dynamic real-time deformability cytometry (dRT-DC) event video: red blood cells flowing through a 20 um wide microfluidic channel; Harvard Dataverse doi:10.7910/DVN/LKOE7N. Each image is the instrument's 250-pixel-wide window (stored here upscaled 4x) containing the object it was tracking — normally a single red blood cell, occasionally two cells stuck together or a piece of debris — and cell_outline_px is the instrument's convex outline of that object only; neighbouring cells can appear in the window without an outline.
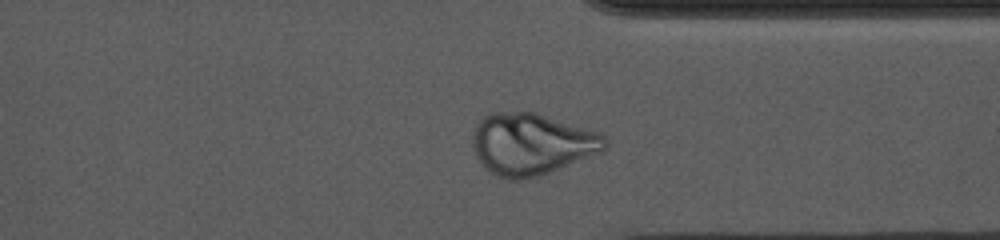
{"species": "common noctule bat (a hibernating species)", "species_latin": "Nyctalus noctula", "temperature_condition": "cold", "stored_images_in_passage": 53, "camera_frame_rate_fps": 3000, "um_per_image_px": 0.085, "animal": {"sex": "female", "body_mass_g": 10.0, "forearm_length_mm": 53.1}, "frame": {"image": 1, "passage_image": 40, "time_ms": 13.0, "image_size_px": [1000, 240], "cell_outline_px": [[608, 144], [600, 152], [548, 172], [536, 176], [520, 180], [508, 180], [496, 176], [476, 156], [472, 144], [472, 136], [476, 124], [484, 116], [492, 112], [536, 112], [600, 132], [608, 140]], "centroid_in_image_um": [45.18, 12.22], "position_along_channel_um": 366.2, "area_um2": 47.28}}
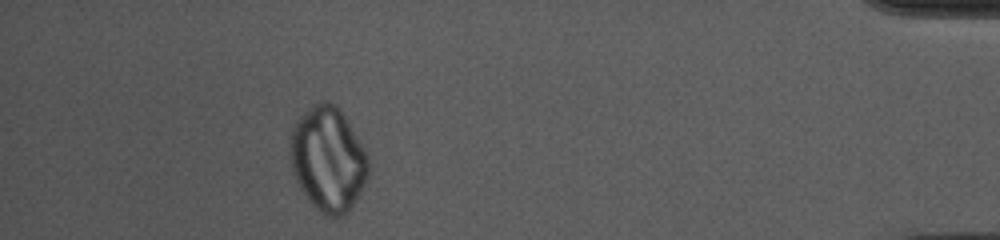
{"frame": {"image": 2, "passage_image": 48, "time_ms": 15.667, "image_size_px": [1000, 240], "cell_outline_px": [[372, 168], [368, 180], [352, 208], [348, 212], [340, 216], [328, 216], [320, 212], [316, 208], [296, 184], [288, 152], [288, 144], [292, 128], [296, 120], [312, 104], [320, 100], [328, 100], [336, 104], [360, 140], [372, 164]], "centroid_in_image_um": [27.9, 13.52], "position_along_channel_um": 407.3, "area_um2": 48.73}}